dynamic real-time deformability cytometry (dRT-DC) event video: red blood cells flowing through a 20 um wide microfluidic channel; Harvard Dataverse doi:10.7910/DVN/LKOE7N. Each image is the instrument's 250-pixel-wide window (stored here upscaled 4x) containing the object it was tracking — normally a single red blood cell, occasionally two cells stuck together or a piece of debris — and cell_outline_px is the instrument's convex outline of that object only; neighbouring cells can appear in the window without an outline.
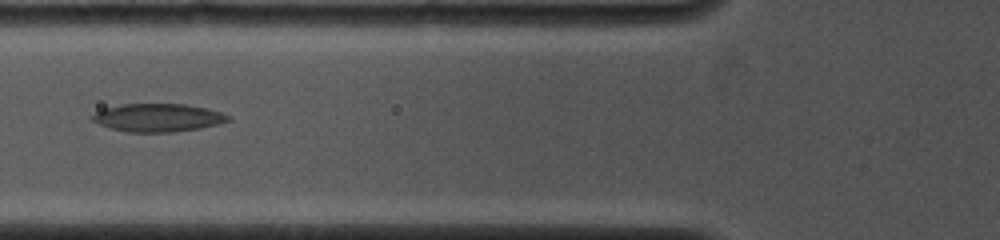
{"species": "common noctule bat (a hibernating species)", "species_latin": "Nyctalus noctula", "temperature_condition": "cold", "stored_images_in_passage": 8, "camera_frame_rate_fps": 4000, "um_per_image_px": 0.085, "animal": {"sex": "female", "body_mass_g": 19.0, "forearm_length_mm": 53.3}, "frame": {"image": 1, "passage_image": 4, "time_ms": 3.5, "image_size_px": [1000, 240], "cell_outline_px": [[232, 120], [200, 128], [172, 132], [128, 132], [108, 128], [92, 120], [88, 116], [104, 108], [120, 104], [184, 104], [208, 108], [232, 116]], "centroid_in_image_um": [13.41, 10.0], "position_along_channel_um": 112.4, "area_um2": 22.37}}
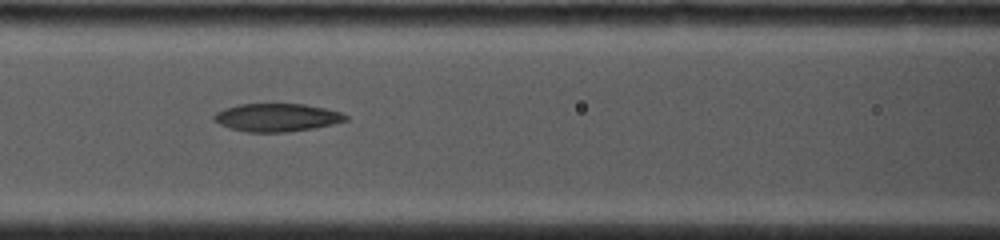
{"frame": {"image": 2, "passage_image": 5, "time_ms": 4.25, "image_size_px": [1000, 240], "cell_outline_px": [[348, 120], [316, 128], [288, 132], [248, 132], [232, 128], [220, 124], [212, 120], [212, 116], [216, 112], [224, 108], [240, 104], [304, 104], [324, 108], [340, 112], [348, 116]], "centroid_in_image_um": [23.53, 9.99], "position_along_channel_um": 143.1, "area_um2": 21.5}}
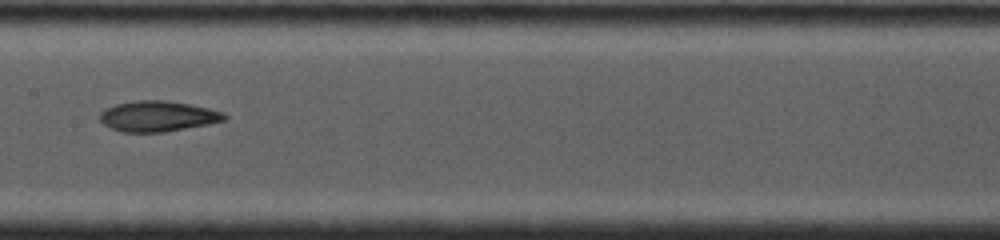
{"frame": {"image": 3, "passage_image": 7, "time_ms": 5.5, "image_size_px": [1000, 240], "cell_outline_px": [[228, 120], [208, 124], [164, 132], [120, 132], [104, 124], [100, 120], [100, 112], [116, 104], [136, 100], [164, 100], [188, 104], [208, 108], [224, 112], [228, 116]], "centroid_in_image_um": [13.44, 9.88], "position_along_channel_um": 194.0, "area_um2": 22.14}}